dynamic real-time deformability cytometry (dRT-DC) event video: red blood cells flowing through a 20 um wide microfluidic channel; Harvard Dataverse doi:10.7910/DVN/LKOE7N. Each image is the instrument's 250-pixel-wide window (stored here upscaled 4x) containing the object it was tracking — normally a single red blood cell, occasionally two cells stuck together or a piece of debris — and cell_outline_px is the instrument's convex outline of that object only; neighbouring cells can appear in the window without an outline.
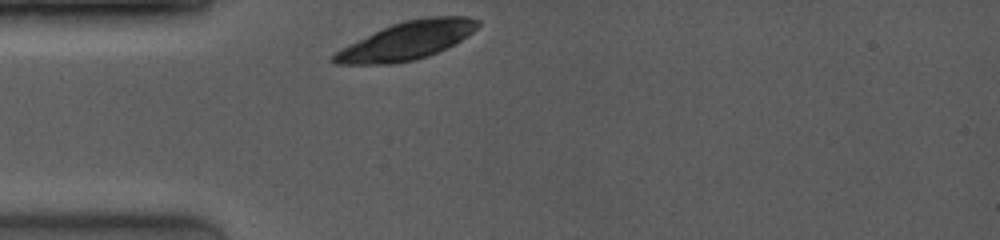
{"species": "common noctule bat (a hibernating species)", "species_latin": "Nyctalus noctula", "temperature_condition": "room temperature", "stored_images_in_passage": 3, "camera_frame_rate_fps": 4000, "um_per_image_px": 0.085, "animal": {"sex": "female", "body_mass_g": 19.0, "forearm_length_mm": 53.3}, "frame": {"image": 1, "passage_image": 1, "time_ms": 0.0, "image_size_px": [1000, 240], "cell_outline_px": [[480, 24], [472, 32], [460, 40], [428, 56], [416, 60], [392, 64], [332, 64], [328, 60], [328, 56], [340, 48], [392, 24], [404, 20], [428, 16], [468, 16], [480, 20]], "centroid_in_image_um": [34.52, 3.46], "position_along_channel_um": 50.5, "area_um2": 31.91}}